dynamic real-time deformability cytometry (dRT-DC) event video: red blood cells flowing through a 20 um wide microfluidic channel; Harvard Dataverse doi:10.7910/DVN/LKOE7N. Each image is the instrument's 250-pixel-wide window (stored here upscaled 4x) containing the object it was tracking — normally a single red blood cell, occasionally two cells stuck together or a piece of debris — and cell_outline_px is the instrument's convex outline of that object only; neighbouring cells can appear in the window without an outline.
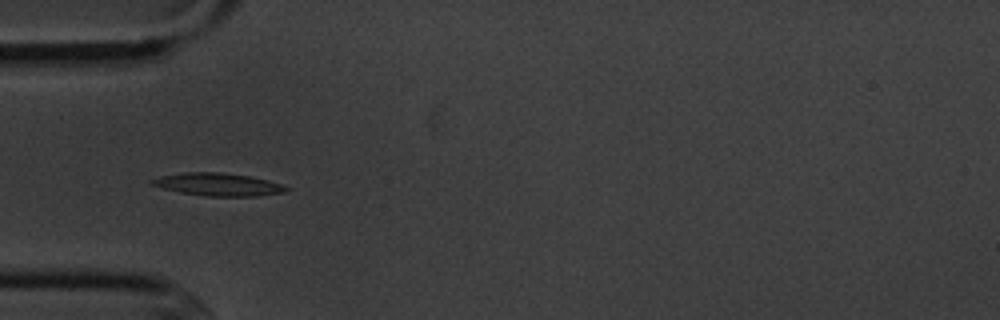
{"species": "common noctule bat (a hibernating species)", "species_latin": "Nyctalus noctula", "temperature_condition": "cold", "stored_images_in_passage": 7, "camera_frame_rate_fps": 3000, "um_per_image_px": 0.085, "animal": {"sex": "male", "body_mass_g": 20.1, "forearm_length_mm": 53.5}, "frame": {"image": 1, "passage_image": 6, "time_ms": 6.667, "image_size_px": [1000, 320], "cell_outline_px": [[288, 188], [284, 192], [256, 196], [208, 196], [180, 192], [148, 184], [148, 180], [160, 176], [184, 172], [220, 172], [248, 176], [280, 184]], "centroid_in_image_um": [18.44, 15.67], "position_along_channel_um": 66.6, "area_um2": 17.51}}
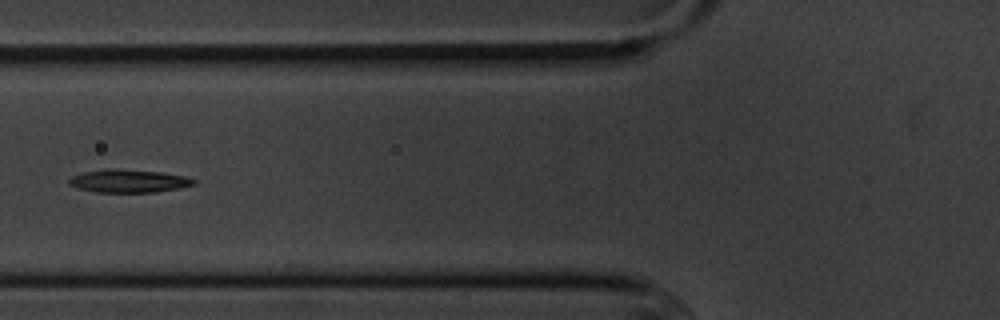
{"frame": {"image": 2, "passage_image": 7, "time_ms": 8.0, "image_size_px": [1000, 320], "cell_outline_px": [[196, 184], [180, 188], [156, 192], [96, 192], [80, 188], [68, 184], [68, 180], [72, 176], [84, 172], [108, 168], [112, 168], [160, 172], [184, 176], [196, 180]], "centroid_in_image_um": [10.95, 15.38], "position_along_channel_um": 114.9, "area_um2": 16.65}}